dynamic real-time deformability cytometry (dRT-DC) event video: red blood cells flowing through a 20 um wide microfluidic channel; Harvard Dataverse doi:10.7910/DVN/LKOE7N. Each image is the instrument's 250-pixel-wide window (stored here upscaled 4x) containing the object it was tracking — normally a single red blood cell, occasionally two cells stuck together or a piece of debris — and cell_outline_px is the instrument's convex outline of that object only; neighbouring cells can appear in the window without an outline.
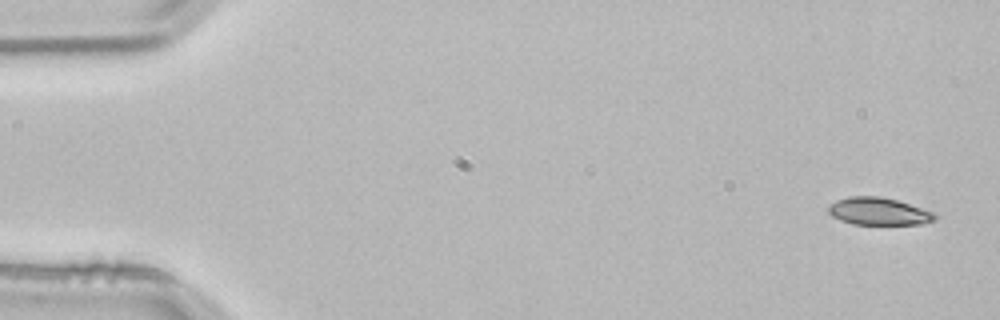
{"species": "common noctule bat (a hibernating species)", "species_latin": "Nyctalus noctula", "temperature_condition": "room temperature", "stored_images_in_passage": 3, "camera_frame_rate_fps": 3000, "um_per_image_px": 0.085, "animal": {"sex": "male", "body_mass_g": 21.5, "forearm_length_mm": 52.0}, "frame": {"image": 1, "passage_image": 1, "time_ms": 0.0, "image_size_px": [1000, 320], "cell_outline_px": [[936, 220], [920, 224], [852, 224], [840, 220], [832, 216], [828, 212], [828, 208], [836, 200], [848, 196], [880, 196], [896, 200], [932, 212], [936, 216]], "centroid_in_image_um": [74.64, 17.96], "position_along_channel_um": 10.4, "area_um2": 16.82}}
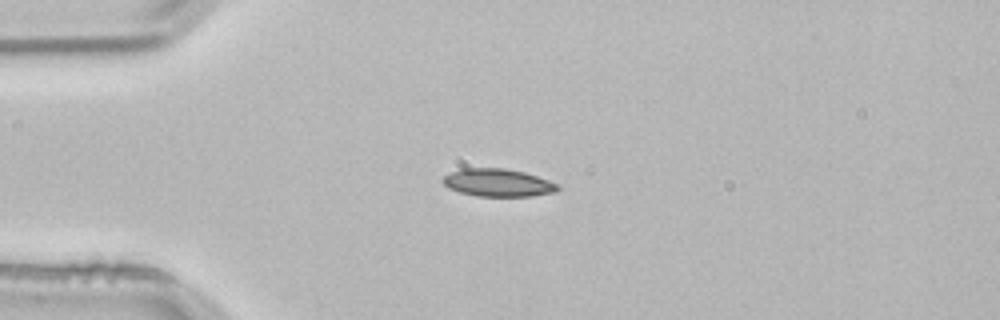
{"frame": {"image": 2, "passage_image": 3, "time_ms": 0.667, "image_size_px": [1000, 320], "cell_outline_px": [[560, 188], [556, 192], [532, 196], [476, 196], [460, 192], [448, 188], [440, 180], [444, 176], [460, 168], [504, 168], [524, 172], [560, 184]], "centroid_in_image_um": [42.32, 15.53], "position_along_channel_um": 42.7, "area_um2": 18.67}}